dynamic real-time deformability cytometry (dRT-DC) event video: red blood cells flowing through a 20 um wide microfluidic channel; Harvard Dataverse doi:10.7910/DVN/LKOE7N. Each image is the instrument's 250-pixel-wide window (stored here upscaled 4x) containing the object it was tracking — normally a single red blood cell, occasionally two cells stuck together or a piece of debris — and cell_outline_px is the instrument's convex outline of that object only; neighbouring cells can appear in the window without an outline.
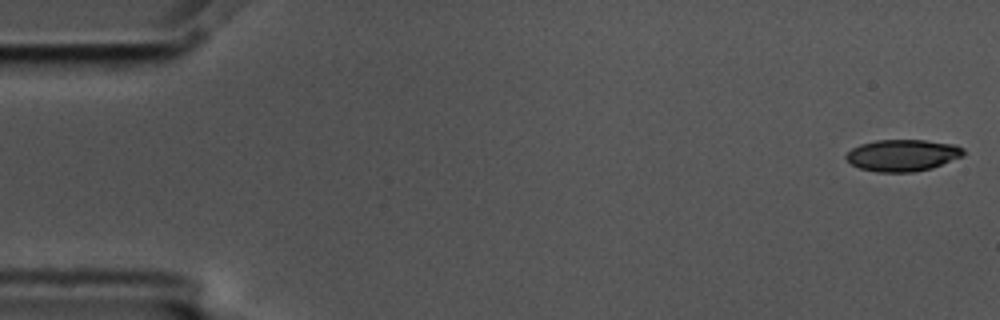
{"species": "common noctule bat (a hibernating species)", "species_latin": "Nyctalus noctula", "temperature_condition": "cold", "stored_images_in_passage": 5, "camera_frame_rate_fps": 3000, "um_per_image_px": 0.085, "animal": {"sex": "male", "body_mass_g": 17.5, "forearm_length_mm": 52.3}, "frame": {"image": 1, "passage_image": 1, "time_ms": 0.0, "image_size_px": [1000, 320], "cell_outline_px": [[964, 156], [932, 168], [912, 172], [876, 172], [860, 168], [852, 164], [844, 156], [852, 148], [860, 144], [876, 140], [924, 140], [956, 144], [964, 148]], "centroid_in_image_um": [76.75, 13.19], "position_along_channel_um": 8.3, "area_um2": 21.79}}
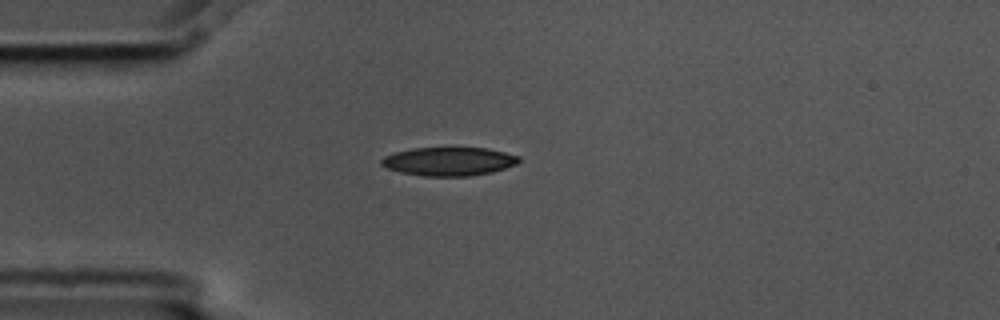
{"frame": {"image": 2, "passage_image": 5, "time_ms": 1.333, "image_size_px": [1000, 320], "cell_outline_px": [[520, 160], [516, 164], [492, 172], [468, 176], [424, 176], [400, 172], [388, 168], [380, 164], [380, 160], [384, 156], [396, 152], [412, 148], [488, 148], [520, 156]], "centroid_in_image_um": [38.15, 13.72], "position_along_channel_um": 46.9, "area_um2": 22.77}}